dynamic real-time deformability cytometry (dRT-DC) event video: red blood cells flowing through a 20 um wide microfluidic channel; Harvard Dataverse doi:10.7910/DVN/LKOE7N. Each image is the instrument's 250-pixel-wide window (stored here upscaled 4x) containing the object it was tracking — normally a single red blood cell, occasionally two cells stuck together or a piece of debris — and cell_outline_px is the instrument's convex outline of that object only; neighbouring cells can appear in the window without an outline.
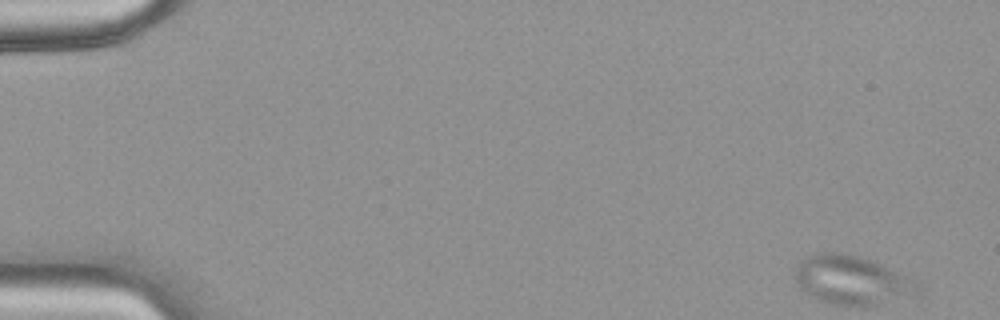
{"species": "common noctule bat (a hibernating species)", "species_latin": "Nyctalus noctula", "temperature_condition": "warm", "stored_images_in_passage": 48, "camera_frame_rate_fps": 3000, "um_per_image_px": 0.085, "animal": {"sex": "female", "body_mass_g": 18.4}, "frame": {"image": 1, "passage_image": 1, "time_ms": 0.0, "image_size_px": [1000, 320], "cell_outline_px": [[920, 292], [916, 296], [872, 304], [836, 304], [820, 300], [800, 288], [796, 280], [796, 268], [808, 256], [852, 256], [876, 264], [892, 272], [920, 288]], "centroid_in_image_um": [72.36, 23.89], "position_along_channel_um": 12.6, "area_um2": 31.73}}
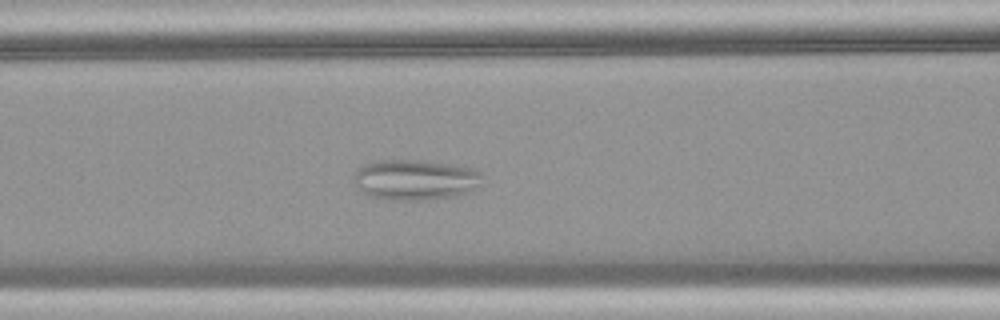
{"frame": {"image": 2, "passage_image": 20, "time_ms": 6.333, "image_size_px": [1000, 320], "cell_outline_px": [[480, 172], [468, 192], [456, 196], [420, 200], [392, 200], [372, 196], [364, 192], [356, 184], [352, 176], [364, 164], [384, 160], [412, 160], [476, 168]], "centroid_in_image_um": [35.2, 15.28], "position_along_channel_um": 131.4, "area_um2": 29.19}}
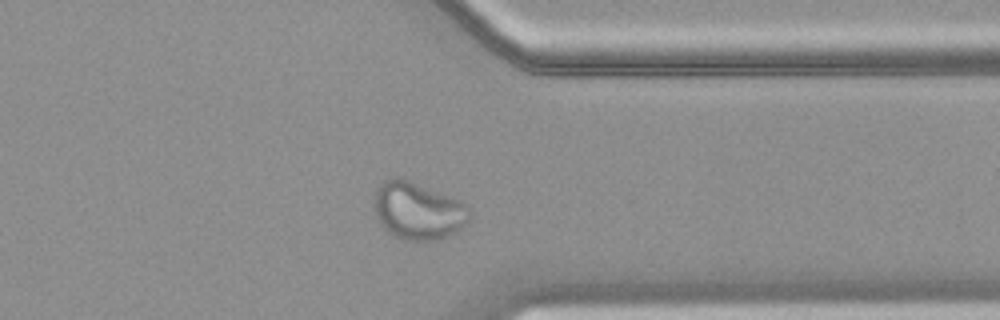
{"frame": {"image": 3, "passage_image": 38, "time_ms": 12.333, "image_size_px": [1000, 320], "cell_outline_px": [[468, 220], [460, 228], [448, 236], [436, 240], [404, 240], [388, 232], [380, 224], [376, 216], [376, 192], [384, 180], [388, 176], [396, 176], [460, 200], [468, 208]], "centroid_in_image_um": [35.5, 17.92], "position_along_channel_um": 375.9, "area_um2": 31.21}}